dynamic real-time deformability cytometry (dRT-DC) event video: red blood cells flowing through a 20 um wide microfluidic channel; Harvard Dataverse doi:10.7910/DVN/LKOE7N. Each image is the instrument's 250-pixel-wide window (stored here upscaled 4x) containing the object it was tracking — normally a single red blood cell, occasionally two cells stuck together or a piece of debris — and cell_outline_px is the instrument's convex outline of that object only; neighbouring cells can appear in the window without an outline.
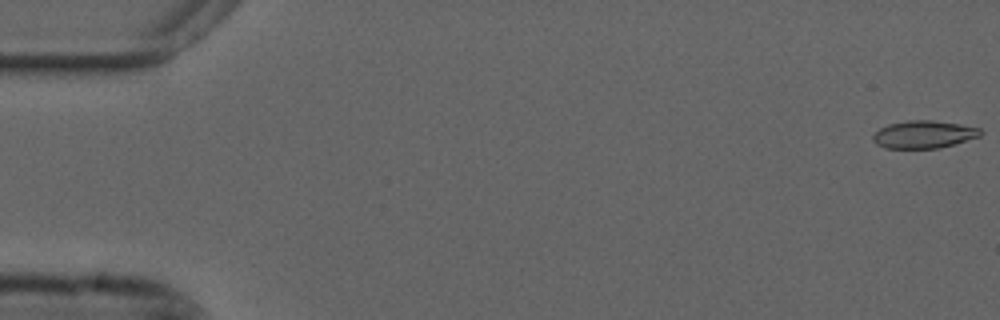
{"species": "common noctule bat (a hibernating species)", "species_latin": "Nyctalus noctula", "temperature_condition": "cold", "stored_images_in_passage": 9, "camera_frame_rate_fps": 3000, "um_per_image_px": 0.085, "animal": {"sex": "male", "forearm_length_mm": 52.5}, "frame": {"image": 1, "passage_image": 1, "time_ms": 0.0, "image_size_px": [1000, 320], "cell_outline_px": [[984, 132], [980, 136], [940, 148], [884, 148], [876, 144], [872, 140], [872, 136], [880, 128], [888, 124], [908, 120], [932, 120], [960, 124], [980, 128]], "centroid_in_image_um": [78.51, 11.42], "position_along_channel_um": 6.5, "area_um2": 17.34}}